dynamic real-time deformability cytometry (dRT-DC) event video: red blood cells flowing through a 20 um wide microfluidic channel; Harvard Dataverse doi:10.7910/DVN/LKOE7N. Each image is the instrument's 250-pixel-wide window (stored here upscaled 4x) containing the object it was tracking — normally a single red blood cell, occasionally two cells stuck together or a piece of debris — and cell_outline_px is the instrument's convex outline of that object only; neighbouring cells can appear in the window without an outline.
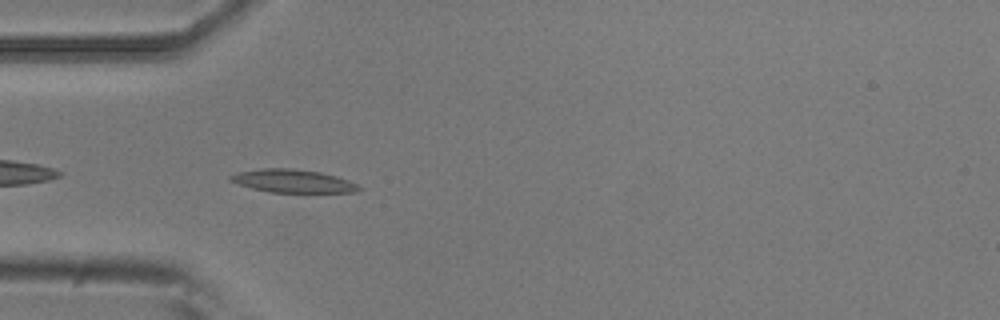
{"species": "common noctule bat (a hibernating species)", "species_latin": "Nyctalus noctula", "temperature_condition": "room temperature", "stored_images_in_passage": 5, "camera_frame_rate_fps": 3000, "um_per_image_px": 0.085, "animal": {"sex": "male", "body_mass_g": 20.5, "forearm_length_mm": 52.5}, "frame": {"image": 1, "passage_image": 4, "time_ms": 1.0, "image_size_px": [1000, 320], "cell_outline_px": [[360, 188], [356, 192], [268, 192], [252, 188], [228, 180], [228, 176], [236, 172], [264, 168], [292, 168], [320, 172], [336, 176], [348, 180], [356, 184]], "centroid_in_image_um": [24.84, 15.38], "position_along_channel_um": 60.2, "area_um2": 17.17}}
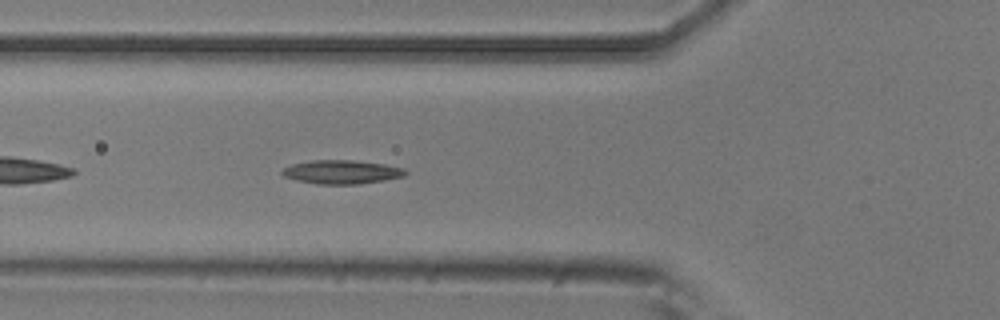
{"frame": {"image": 2, "passage_image": 5, "time_ms": 1.333, "image_size_px": [1000, 320], "cell_outline_px": [[408, 172], [404, 176], [384, 180], [360, 184], [316, 184], [296, 180], [284, 176], [280, 172], [284, 168], [292, 164], [312, 160], [352, 160], [384, 164], [404, 168]], "centroid_in_image_um": [29.04, 14.62], "position_along_channel_um": 96.8, "area_um2": 17.05}}